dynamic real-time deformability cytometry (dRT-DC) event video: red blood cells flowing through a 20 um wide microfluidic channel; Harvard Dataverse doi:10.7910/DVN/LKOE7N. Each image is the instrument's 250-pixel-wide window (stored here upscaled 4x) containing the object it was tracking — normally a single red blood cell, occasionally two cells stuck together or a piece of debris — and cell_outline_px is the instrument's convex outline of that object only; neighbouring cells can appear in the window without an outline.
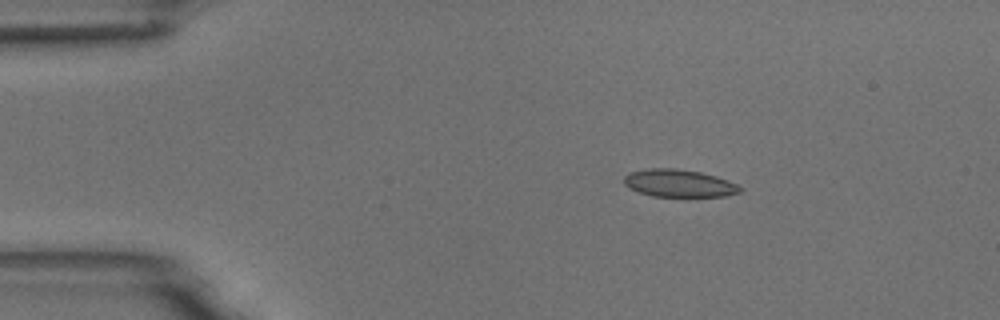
{"species": "common noctule bat (a hibernating species)", "species_latin": "Nyctalus noctula", "temperature_condition": "room temperature", "stored_images_in_passage": 47, "camera_frame_rate_fps": 3000, "um_per_image_px": 0.085, "animal": {"sex": "male", "body_mass_g": 18.8}, "frame": {"image": 1, "passage_image": 1, "time_ms": 0.0, "image_size_px": [1000, 320], "cell_outline_px": [[744, 188], [740, 192], [724, 196], [652, 196], [628, 188], [624, 184], [624, 176], [628, 172], [648, 168], [676, 168], [700, 172], [716, 176], [728, 180]], "centroid_in_image_um": [57.69, 15.56], "position_along_channel_um": 27.3, "area_um2": 18.67}}
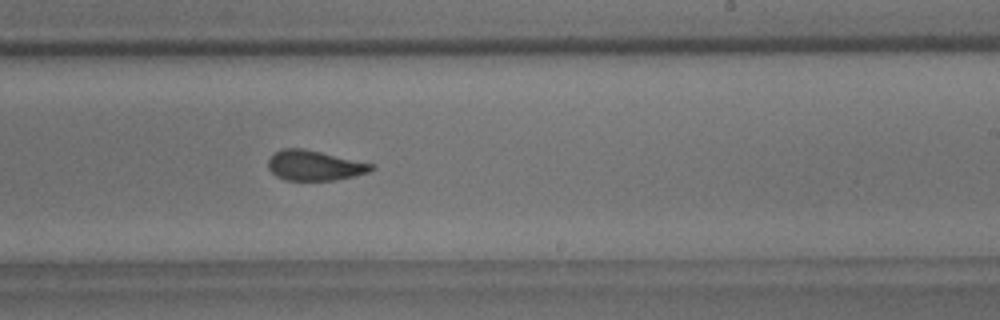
{"frame": {"image": 2, "passage_image": 25, "time_ms": 8.0, "image_size_px": [1000, 320], "cell_outline_px": [[376, 168], [368, 172], [336, 180], [284, 180], [276, 176], [268, 168], [268, 160], [280, 148], [304, 148], [376, 164]], "centroid_in_image_um": [26.75, 14.06], "position_along_channel_um": 262.2, "area_um2": 18.21}}
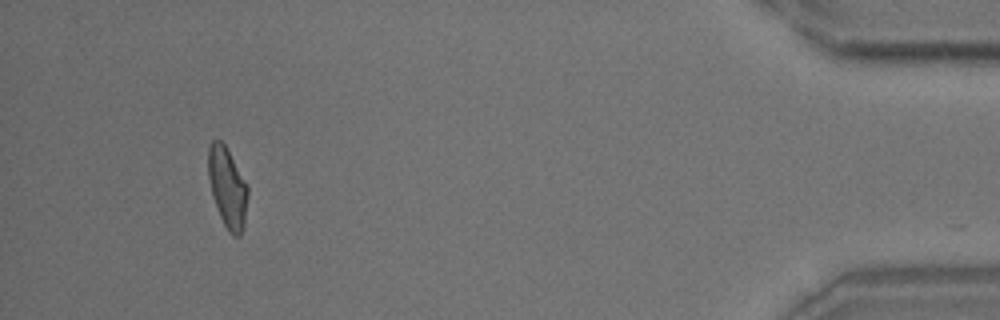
{"frame": {"image": 3, "passage_image": 43, "time_ms": 14.0, "image_size_px": [1000, 320], "cell_outline_px": [[248, 196], [244, 224], [240, 236], [232, 236], [228, 232], [220, 216], [212, 196], [208, 176], [208, 148], [212, 140], [220, 140], [224, 144], [248, 184]], "centroid_in_image_um": [19.33, 15.95], "position_along_channel_um": 415.9, "area_um2": 18.55}, "authors_computed_cell_mechanics": {"area_um2": 18.8428, "velocity_mm_per_s": 3.6839, "shape_relaxation_time_tau1_ms": 7.8909, "shape_relaxation_time_tau2_ms": 1.4198, "deformation_change_tau1": 0.199, "deformation_change_tau2": 0.0881}}